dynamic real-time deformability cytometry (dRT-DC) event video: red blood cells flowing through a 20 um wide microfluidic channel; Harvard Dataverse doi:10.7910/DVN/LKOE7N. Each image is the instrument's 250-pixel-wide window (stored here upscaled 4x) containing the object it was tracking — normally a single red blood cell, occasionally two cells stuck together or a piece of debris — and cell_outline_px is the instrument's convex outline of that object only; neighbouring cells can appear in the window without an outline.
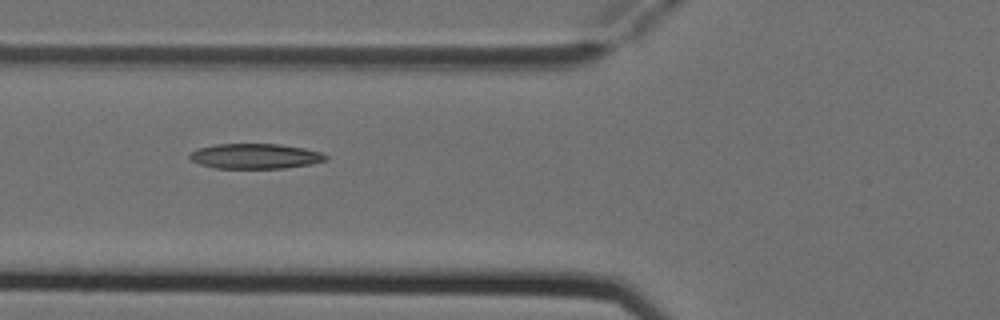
{"species": "Egyptian fruit bat (a non-hibernating species)", "species_latin": "Rousettus aegyptiacus", "temperature_condition": "cold", "stored_images_in_passage": 5, "camera_frame_rate_fps": 3000, "um_per_image_px": 0.085, "animal": {"sex": "female"}, "frame": {"image": 1, "passage_image": 3, "time_ms": 0.667, "image_size_px": [1000, 320], "cell_outline_px": [[328, 160], [312, 164], [284, 168], [216, 168], [200, 164], [192, 160], [188, 156], [196, 148], [216, 144], [280, 144], [304, 148], [320, 152], [328, 156]], "centroid_in_image_um": [21.71, 13.27], "position_along_channel_um": 104.1, "area_um2": 19.94}}
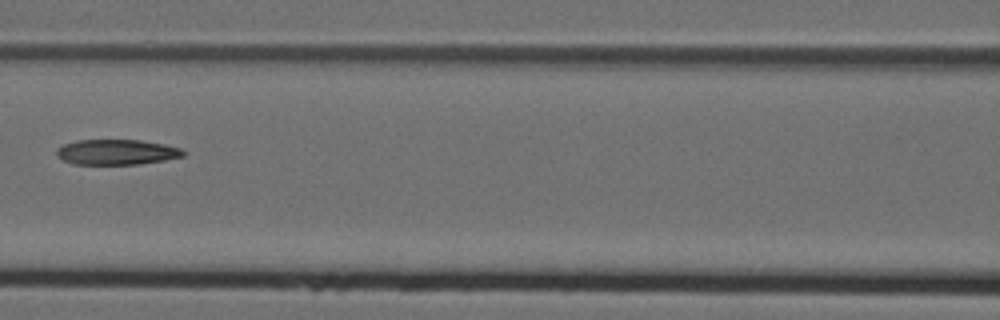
{"frame": {"image": 2, "passage_image": 4, "time_ms": 1.0, "image_size_px": [1000, 320], "cell_outline_px": [[184, 156], [164, 160], [140, 164], [72, 164], [56, 156], [56, 148], [64, 144], [76, 140], [140, 140], [164, 144], [180, 148], [184, 152]], "centroid_in_image_um": [9.88, 12.92], "position_along_channel_um": 156.7, "area_um2": 18.67}}
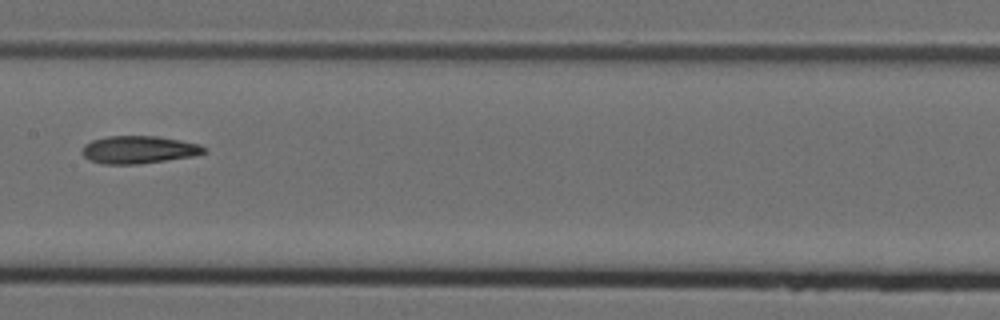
{"frame": {"image": 3, "passage_image": 5, "time_ms": 1.333, "image_size_px": [1000, 320], "cell_outline_px": [[208, 152], [192, 156], [140, 164], [104, 164], [88, 160], [80, 152], [84, 144], [92, 140], [108, 136], [156, 136], [180, 140], [200, 144], [208, 148]], "centroid_in_image_um": [11.79, 12.72], "position_along_channel_um": 195.6, "area_um2": 19.83}}